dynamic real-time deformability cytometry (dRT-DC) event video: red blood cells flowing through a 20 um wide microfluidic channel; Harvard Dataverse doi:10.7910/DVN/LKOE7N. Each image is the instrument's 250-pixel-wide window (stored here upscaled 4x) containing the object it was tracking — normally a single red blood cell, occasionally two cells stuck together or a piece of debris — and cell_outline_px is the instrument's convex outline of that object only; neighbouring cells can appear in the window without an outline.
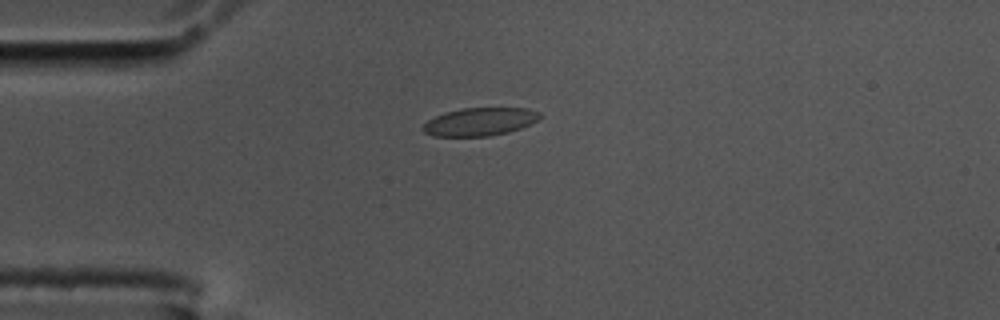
{"species": "common noctule bat (a hibernating species)", "species_latin": "Nyctalus noctula", "temperature_condition": "cold", "stored_images_in_passage": 43, "camera_frame_rate_fps": 3000, "um_per_image_px": 0.085, "animal": {"sex": "male", "body_mass_g": 17.5, "forearm_length_mm": 52.3}, "frame": {"image": 1, "passage_image": 1, "time_ms": 0.0, "image_size_px": [1000, 320], "cell_outline_px": [[544, 116], [520, 128], [508, 132], [488, 136], [432, 136], [424, 132], [420, 128], [428, 120], [444, 112], [460, 108], [528, 108], [540, 112]], "centroid_in_image_um": [40.77, 10.34], "position_along_channel_um": 44.2, "area_um2": 19.13}}
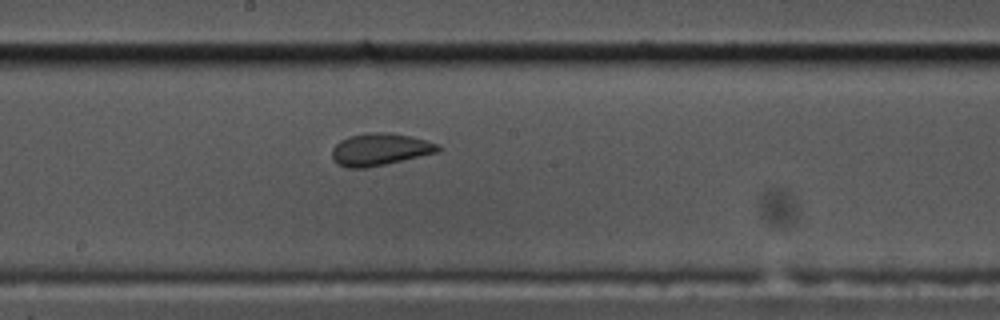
{"frame": {"image": 2, "passage_image": 17, "time_ms": 5.333, "image_size_px": [1000, 320], "cell_outline_px": [[440, 152], [384, 164], [364, 168], [348, 168], [336, 164], [332, 160], [332, 148], [340, 140], [348, 136], [368, 132], [388, 132], [412, 136], [440, 144]], "centroid_in_image_um": [32.28, 12.69], "position_along_channel_um": 215.9, "area_um2": 20.11}}
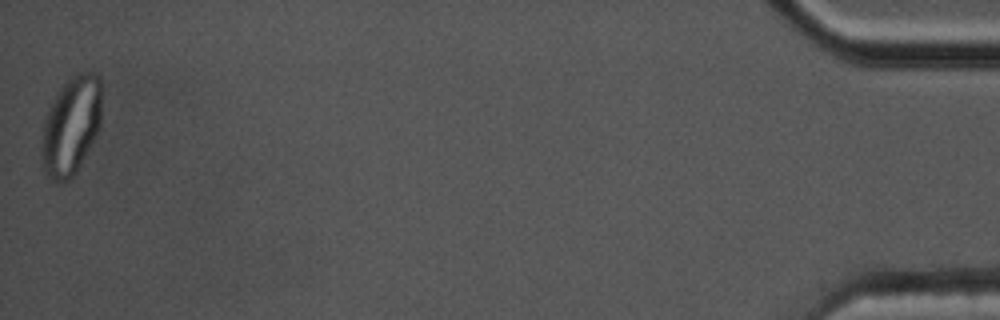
{"frame": {"image": 3, "passage_image": 43, "time_ms": 14.0, "image_size_px": [1000, 320], "cell_outline_px": [[100, 128], [76, 172], [68, 180], [52, 180], [48, 176], [44, 168], [44, 120], [48, 108], [56, 92], [76, 72], [88, 68], [96, 72], [100, 76]], "centroid_in_image_um": [6.09, 10.57], "position_along_channel_um": 429.1, "area_um2": 33.93}}